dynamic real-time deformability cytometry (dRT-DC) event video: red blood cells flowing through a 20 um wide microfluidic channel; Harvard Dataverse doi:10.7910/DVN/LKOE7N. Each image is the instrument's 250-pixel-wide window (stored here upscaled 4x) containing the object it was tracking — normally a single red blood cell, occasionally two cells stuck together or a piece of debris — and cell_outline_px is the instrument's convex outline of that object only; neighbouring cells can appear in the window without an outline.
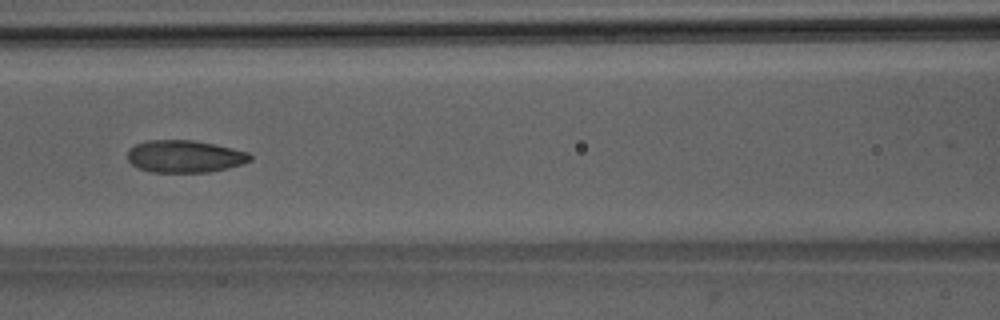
{"species": "Egyptian fruit bat (a non-hibernating species)", "species_latin": "Rousettus aegyptiacus", "temperature_condition": "room temperature", "stored_images_in_passage": 43, "camera_frame_rate_fps": 3000, "um_per_image_px": 0.085, "animal": {"sex": "male"}, "frame": {"image": 1, "passage_image": 24, "time_ms": 7.667, "image_size_px": [1000, 320], "cell_outline_px": [[252, 160], [244, 164], [228, 168], [208, 172], [152, 172], [136, 168], [128, 160], [128, 148], [136, 144], [148, 140], [192, 140], [232, 148], [248, 152], [252, 156]], "centroid_in_image_um": [15.7, 13.3], "position_along_channel_um": 150.9, "area_um2": 23.18}}